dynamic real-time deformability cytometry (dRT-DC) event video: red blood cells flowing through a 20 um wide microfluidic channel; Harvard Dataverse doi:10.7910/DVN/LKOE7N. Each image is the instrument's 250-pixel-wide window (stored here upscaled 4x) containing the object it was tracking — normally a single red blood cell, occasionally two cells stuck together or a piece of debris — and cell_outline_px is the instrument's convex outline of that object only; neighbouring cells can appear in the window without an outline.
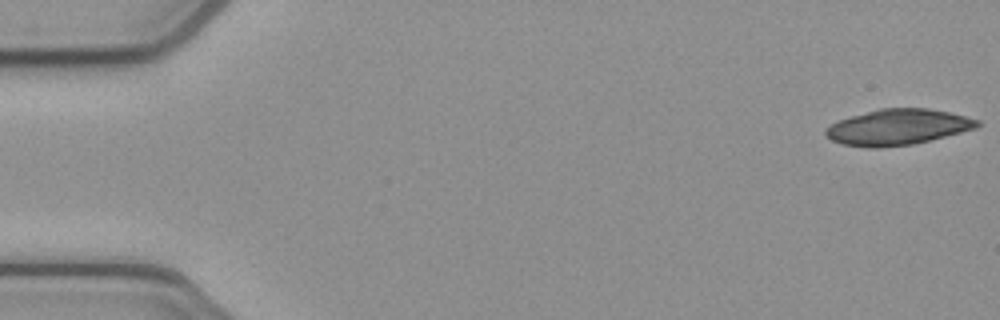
{"species": "common noctule bat (a hibernating species)", "species_latin": "Nyctalus noctula", "temperature_condition": "cold", "stored_images_in_passage": 26, "camera_frame_rate_fps": 3000, "um_per_image_px": 0.085, "animal": {"sex": "female", "body_mass_g": 21.9}, "frame": {"image": 1, "passage_image": 1, "time_ms": 0.0, "image_size_px": [1000, 320], "cell_outline_px": [[980, 124], [976, 128], [912, 144], [880, 148], [868, 148], [844, 144], [832, 140], [824, 136], [824, 132], [832, 124], [840, 120], [852, 116], [880, 108], [928, 108], [948, 112], [980, 120]], "centroid_in_image_um": [76.3, 10.8], "position_along_channel_um": 8.7, "area_um2": 31.21}}